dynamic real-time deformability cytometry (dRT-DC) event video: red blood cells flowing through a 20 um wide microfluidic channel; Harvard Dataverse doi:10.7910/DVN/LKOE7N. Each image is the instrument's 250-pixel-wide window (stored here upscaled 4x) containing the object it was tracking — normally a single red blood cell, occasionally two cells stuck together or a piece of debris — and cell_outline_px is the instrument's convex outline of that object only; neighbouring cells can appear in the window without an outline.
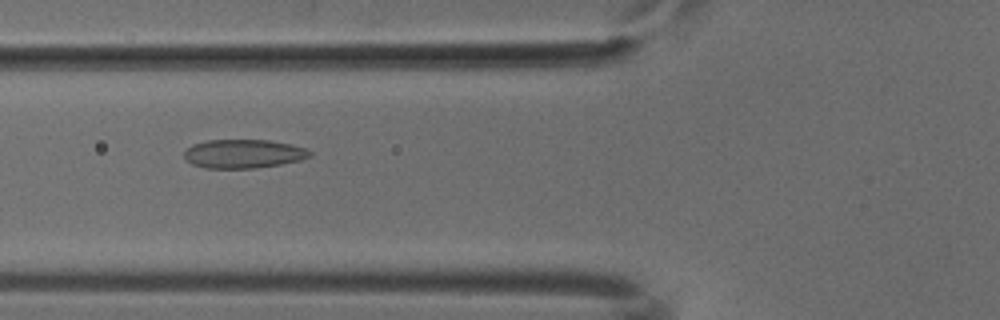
{"species": "common noctule bat (a hibernating species)", "species_latin": "Nyctalus noctula", "temperature_condition": "cold", "stored_images_in_passage": 53, "camera_frame_rate_fps": 3000, "um_per_image_px": 0.085, "animal": {"sex": "male", "body_mass_g": 18.8}, "frame": {"image": 1, "passage_image": 20, "time_ms": 6.333, "image_size_px": [1000, 320], "cell_outline_px": [[312, 156], [300, 160], [280, 164], [256, 168], [204, 168], [192, 164], [184, 156], [184, 152], [192, 144], [208, 140], [268, 140], [308, 148], [312, 152]], "centroid_in_image_um": [20.71, 13.07], "position_along_channel_um": 105.1, "area_um2": 21.04}}
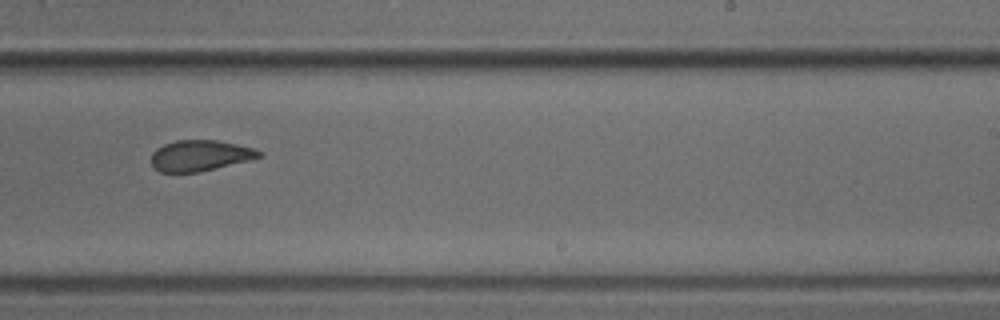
{"frame": {"image": 2, "passage_image": 33, "time_ms": 10.667, "image_size_px": [1000, 320], "cell_outline_px": [[264, 156], [200, 172], [160, 172], [152, 168], [152, 152], [156, 148], [164, 144], [176, 140], [216, 140], [256, 148], [264, 152]], "centroid_in_image_um": [17.01, 13.22], "position_along_channel_um": 272.0, "area_um2": 19.54}}
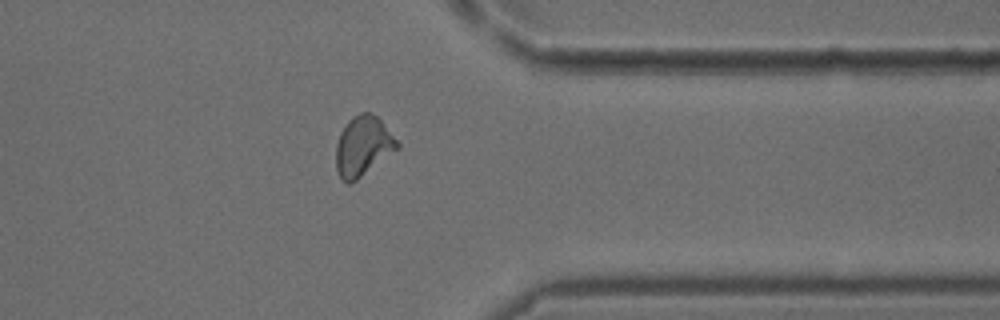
{"frame": {"image": 3, "passage_image": 42, "time_ms": 13.667, "image_size_px": [1000, 320], "cell_outline_px": [[400, 148], [352, 184], [348, 184], [340, 180], [336, 168], [336, 144], [340, 132], [348, 120], [352, 116], [360, 112], [372, 112], [380, 120], [400, 144]], "centroid_in_image_um": [30.84, 12.45], "position_along_channel_um": 380.6, "area_um2": 21.68}}